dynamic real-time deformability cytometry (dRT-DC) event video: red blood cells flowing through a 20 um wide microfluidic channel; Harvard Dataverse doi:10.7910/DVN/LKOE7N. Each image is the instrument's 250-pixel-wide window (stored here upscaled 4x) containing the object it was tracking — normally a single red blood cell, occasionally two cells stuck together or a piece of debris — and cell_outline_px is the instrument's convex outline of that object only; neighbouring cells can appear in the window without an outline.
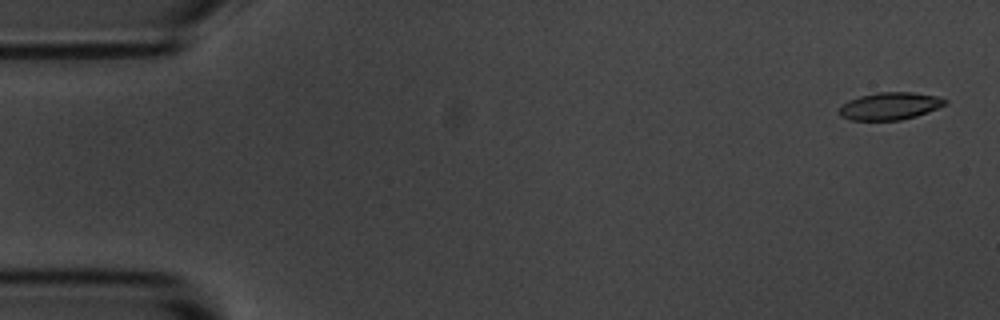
{"species": "common noctule bat (a hibernating species)", "species_latin": "Nyctalus noctula", "temperature_condition": "room temperature", "stored_images_in_passage": 53, "camera_frame_rate_fps": 3000, "um_per_image_px": 0.085, "animal": {"sex": "male", "body_mass_g": 20.1, "forearm_length_mm": 53.5}, "frame": {"image": 1, "passage_image": 2, "time_ms": 0.333, "image_size_px": [1000, 320], "cell_outline_px": [[948, 104], [928, 112], [916, 116], [900, 120], [852, 120], [840, 116], [840, 108], [848, 100], [860, 96], [876, 92], [912, 92], [940, 96], [948, 100]], "centroid_in_image_um": [75.7, 9.0], "position_along_channel_um": 9.3, "area_um2": 16.99}}
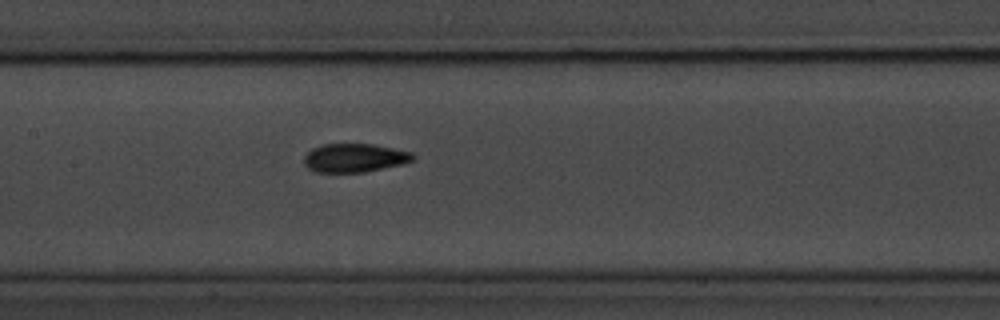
{"frame": {"image": 2, "passage_image": 26, "time_ms": 8.333, "image_size_px": [1000, 320], "cell_outline_px": [[416, 156], [412, 160], [404, 164], [364, 172], [316, 172], [308, 168], [304, 164], [304, 156], [312, 148], [324, 144], [372, 144], [412, 152]], "centroid_in_image_um": [30.14, 13.42], "position_along_channel_um": 177.3, "area_um2": 18.15}}
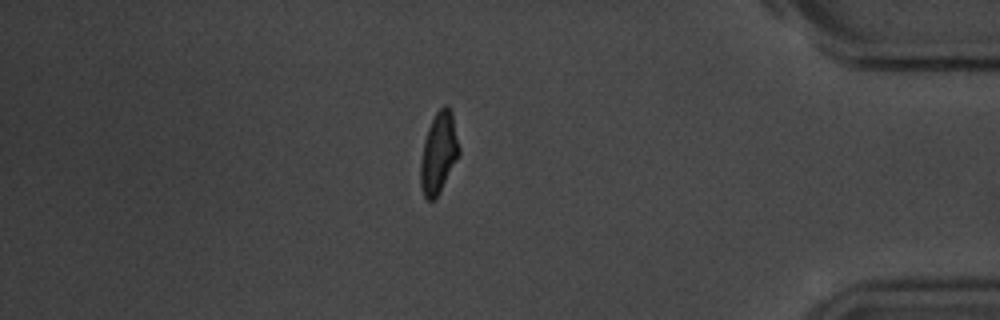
{"frame": {"image": 3, "passage_image": 47, "time_ms": 15.333, "image_size_px": [1000, 320], "cell_outline_px": [[460, 156], [440, 192], [432, 200], [428, 200], [424, 196], [420, 184], [420, 164], [424, 140], [428, 128], [436, 112], [444, 104], [452, 112], [460, 148]], "centroid_in_image_um": [37.3, 13.01], "position_along_channel_um": 397.9, "area_um2": 18.26}, "authors_computed_cell_mechanics": {"area_um2": 18.0336, "velocity_mm_per_s": 3.661, "shape_relaxation_time_tau1_ms": 4.228, "shape_relaxation_time_tau2_ms": 1.7847, "deformation_change_tau1": 0.1523, "deformation_change_tau2": 0.0766}}